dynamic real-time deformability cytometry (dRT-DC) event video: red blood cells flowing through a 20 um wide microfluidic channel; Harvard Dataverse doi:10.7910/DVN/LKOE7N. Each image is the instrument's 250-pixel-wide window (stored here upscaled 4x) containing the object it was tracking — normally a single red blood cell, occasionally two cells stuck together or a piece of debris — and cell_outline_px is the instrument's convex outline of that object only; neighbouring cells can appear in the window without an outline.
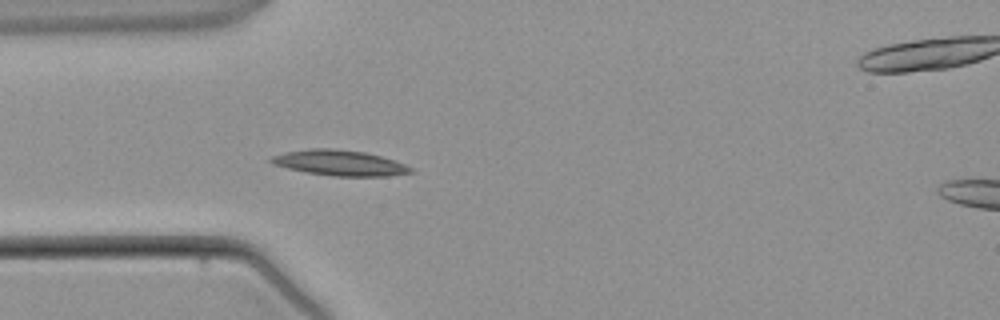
{"species": "common noctule bat (a hibernating species)", "species_latin": "Nyctalus noctula", "temperature_condition": "warm", "stored_images_in_passage": 4, "camera_frame_rate_fps": 3000, "um_per_image_px": 0.085, "animal": {"sex": "male", "body_mass_g": 21.5, "forearm_length_mm": 52.0}, "frame": {"image": 1, "passage_image": 3, "time_ms": 2.333, "image_size_px": [1000, 320], "cell_outline_px": [[416, 172], [388, 176], [332, 176], [308, 172], [288, 168], [272, 164], [268, 160], [272, 156], [284, 152], [312, 148], [332, 148], [364, 152], [396, 160], [412, 168]], "centroid_in_image_um": [28.89, 13.84], "position_along_channel_um": 56.1, "area_um2": 20.75}}